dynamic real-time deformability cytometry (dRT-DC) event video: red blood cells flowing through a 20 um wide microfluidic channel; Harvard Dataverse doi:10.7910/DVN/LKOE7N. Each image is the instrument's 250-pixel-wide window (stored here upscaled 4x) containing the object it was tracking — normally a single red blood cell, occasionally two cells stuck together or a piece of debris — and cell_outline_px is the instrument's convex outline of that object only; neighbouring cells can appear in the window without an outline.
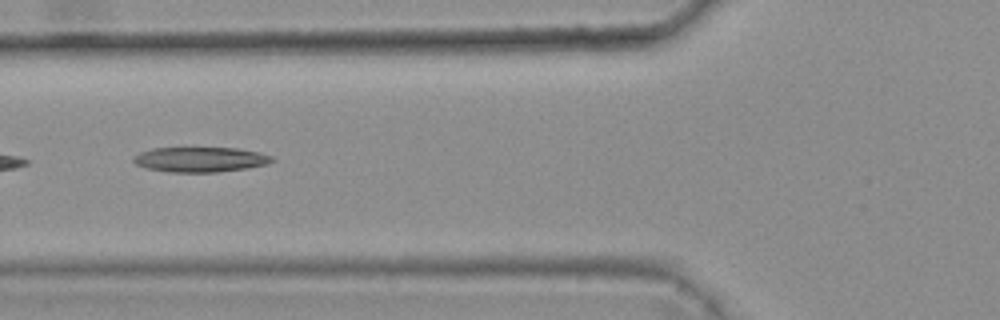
{"species": "common noctule bat (a hibernating species)", "species_latin": "Nyctalus noctula", "temperature_condition": "warm", "stored_images_in_passage": 7, "camera_frame_rate_fps": 3000, "um_per_image_px": 0.085, "animal": {"sex": "female", "body_mass_g": 25.1}, "frame": {"image": 1, "passage_image": 5, "time_ms": 1.333, "image_size_px": [1000, 320], "cell_outline_px": [[276, 160], [268, 164], [248, 168], [216, 172], [168, 172], [148, 168], [136, 164], [132, 160], [140, 152], [152, 148], [236, 148], [260, 152], [272, 156]], "centroid_in_image_um": [17.08, 13.56], "position_along_channel_um": 108.7, "area_um2": 20.17}}
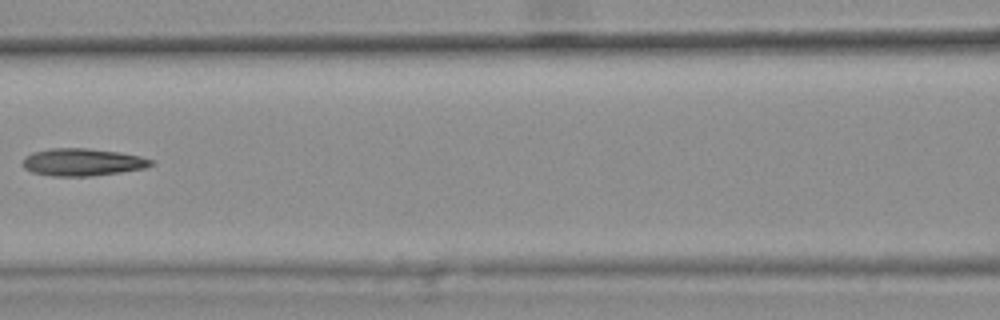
{"frame": {"image": 2, "passage_image": 6, "time_ms": 1.667, "image_size_px": [1000, 320], "cell_outline_px": [[152, 164], [144, 168], [120, 172], [92, 176], [52, 176], [32, 172], [24, 168], [24, 160], [32, 152], [52, 148], [88, 148], [120, 152], [140, 156], [152, 160]], "centroid_in_image_um": [7.01, 13.78], "position_along_channel_um": 159.6, "area_um2": 20.29}}